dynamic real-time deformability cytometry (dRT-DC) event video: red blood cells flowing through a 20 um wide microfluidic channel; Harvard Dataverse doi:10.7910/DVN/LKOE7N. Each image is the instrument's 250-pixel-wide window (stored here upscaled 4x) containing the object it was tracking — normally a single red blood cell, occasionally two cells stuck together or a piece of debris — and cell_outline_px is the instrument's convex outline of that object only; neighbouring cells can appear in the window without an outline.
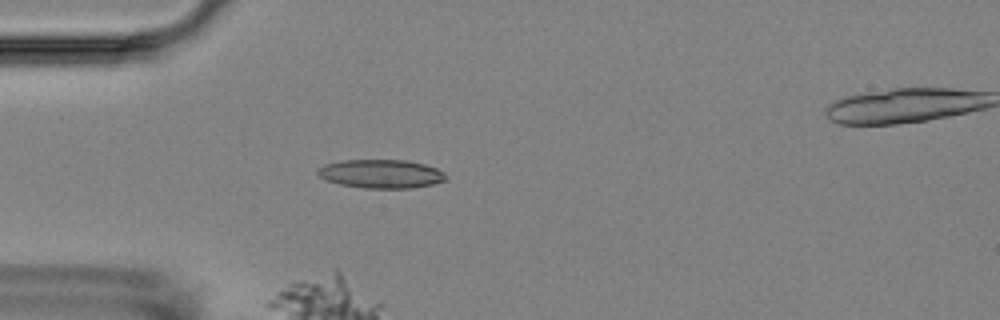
{"species": "Egyptian fruit bat (a non-hibernating species)", "species_latin": "Rousettus aegyptiacus", "temperature_condition": "room temperature", "stored_images_in_passage": 6, "camera_frame_rate_fps": 3000, "um_per_image_px": 0.085, "animal": {"sex": "female"}, "frame": {"image": 1, "passage_image": 5, "time_ms": 4.667, "image_size_px": [1000, 320], "cell_outline_px": [[448, 180], [432, 184], [412, 188], [364, 188], [340, 184], [324, 180], [316, 172], [316, 168], [324, 164], [340, 160], [408, 160], [424, 164], [436, 168], [444, 172], [448, 176]], "centroid_in_image_um": [32.38, 14.77], "position_along_channel_um": 52.6, "area_um2": 21.68}}